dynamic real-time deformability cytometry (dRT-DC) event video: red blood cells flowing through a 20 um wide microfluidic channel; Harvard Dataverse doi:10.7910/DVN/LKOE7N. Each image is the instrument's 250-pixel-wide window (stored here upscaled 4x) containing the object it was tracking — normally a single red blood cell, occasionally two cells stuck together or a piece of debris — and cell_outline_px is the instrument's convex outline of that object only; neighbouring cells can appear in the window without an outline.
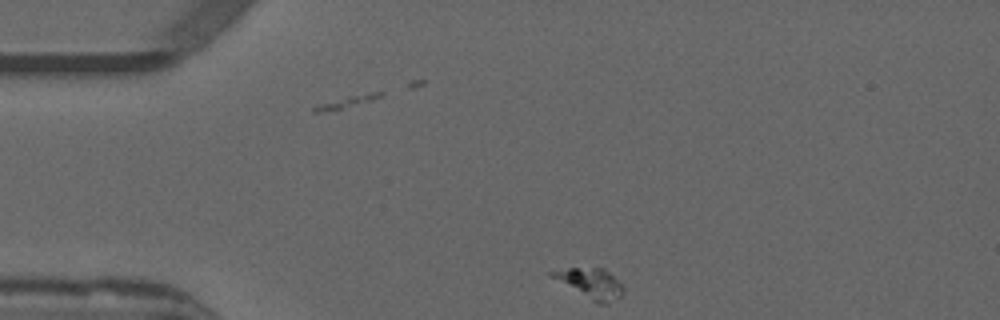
{"species": "common noctule bat (a hibernating species)", "species_latin": "Nyctalus noctula", "temperature_condition": "warm", "stored_images_in_passage": 2, "camera_frame_rate_fps": 3000, "um_per_image_px": 0.085, "animal": {"sex": "male", "forearm_length_mm": 52.5}, "frame": {"image": 1, "passage_image": 2, "time_ms": 0.333, "image_size_px": [1000, 320], "cell_outline_px": [[624, 292], [620, 296], [608, 304], [596, 304], [548, 276], [548, 272], [568, 268], [604, 268], [624, 288]], "centroid_in_image_um": [50.15, 24.11], "position_along_channel_um": 34.9, "area_um2": 12.54}}